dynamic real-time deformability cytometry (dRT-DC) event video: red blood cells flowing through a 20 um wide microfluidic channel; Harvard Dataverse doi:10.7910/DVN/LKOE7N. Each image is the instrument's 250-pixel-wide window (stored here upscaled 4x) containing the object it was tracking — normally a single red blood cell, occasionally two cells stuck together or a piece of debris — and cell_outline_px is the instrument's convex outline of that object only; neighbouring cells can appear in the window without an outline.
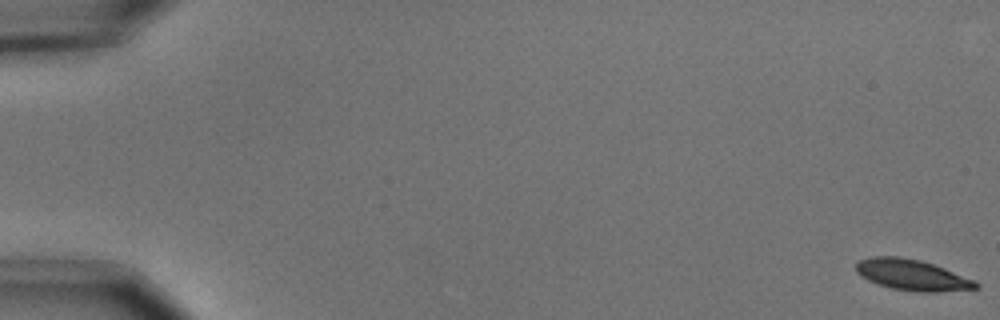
{"species": "common noctule bat (a hibernating species)", "species_latin": "Nyctalus noctula", "temperature_condition": "cold", "stored_images_in_passage": 56, "camera_frame_rate_fps": 3000, "um_per_image_px": 0.085, "animal": {"sex": "male", "body_mass_g": 15.6}, "frame": {"image": 1, "passage_image": 1, "time_ms": 0.0, "image_size_px": [1000, 320], "cell_outline_px": [[980, 288], [936, 292], [916, 292], [892, 288], [868, 280], [860, 276], [856, 272], [856, 264], [860, 260], [872, 256], [900, 256], [920, 260], [944, 268], [976, 280], [980, 284]], "centroid_in_image_um": [77.55, 23.37], "position_along_channel_um": 7.4, "area_um2": 21.62}}
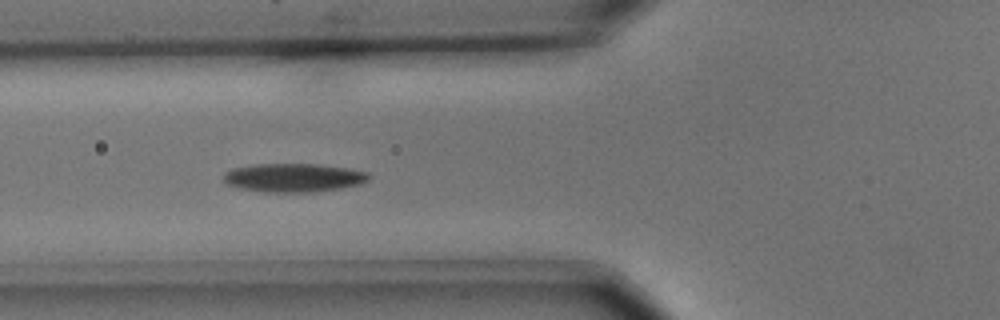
{"frame": {"image": 2, "passage_image": 22, "time_ms": 7.0, "image_size_px": [1000, 320], "cell_outline_px": [[368, 180], [360, 184], [340, 188], [312, 192], [264, 192], [240, 188], [224, 184], [224, 172], [232, 168], [252, 164], [320, 164], [368, 172]], "centroid_in_image_um": [24.89, 15.1], "position_along_channel_um": 100.9, "area_um2": 24.22}}
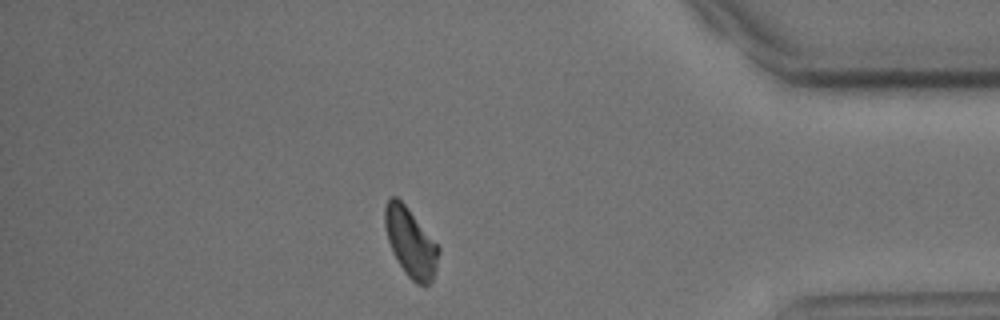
{"frame": {"image": 3, "passage_image": 49, "time_ms": 16.0, "image_size_px": [1000, 320], "cell_outline_px": [[440, 252], [432, 280], [428, 284], [416, 284], [404, 272], [396, 260], [388, 240], [384, 224], [384, 208], [388, 200], [392, 196], [396, 196], [408, 208], [440, 248]], "centroid_in_image_um": [34.88, 20.61], "position_along_channel_um": 400.3, "area_um2": 21.27}, "authors_computed_cell_mechanics": {"area_um2": 22.2819, "velocity_mm_per_s": 3.669, "shape_relaxation_time_tau1_ms": 2.6379, "shape_relaxation_time_tau2_ms": null, "deformation_change_tau1": 0.1021, "deformation_change_tau2": null}}